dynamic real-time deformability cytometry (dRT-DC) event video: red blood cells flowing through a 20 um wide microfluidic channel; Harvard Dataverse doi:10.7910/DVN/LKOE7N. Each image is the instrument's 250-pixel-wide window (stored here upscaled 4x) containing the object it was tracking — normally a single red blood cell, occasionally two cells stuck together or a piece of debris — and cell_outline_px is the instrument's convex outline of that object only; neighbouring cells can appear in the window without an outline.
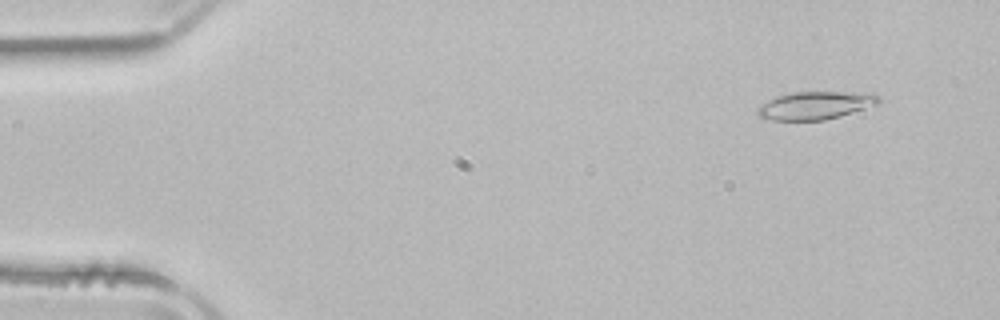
{"species": "common noctule bat (a hibernating species)", "species_latin": "Nyctalus noctula", "temperature_condition": "room temperature", "stored_images_in_passage": 51, "camera_frame_rate_fps": 3000, "um_per_image_px": 0.085, "animal": {"sex": "male", "body_mass_g": 21.5, "forearm_length_mm": 52.0}, "frame": {"image": 1, "passage_image": 4, "time_ms": 1.0, "image_size_px": [1000, 320], "cell_outline_px": [[880, 104], [840, 116], [824, 120], [772, 120], [760, 116], [756, 112], [756, 108], [760, 104], [776, 96], [792, 92], [872, 92], [880, 96]], "centroid_in_image_um": [69.34, 8.95], "position_along_channel_um": 15.7, "area_um2": 19.94}}
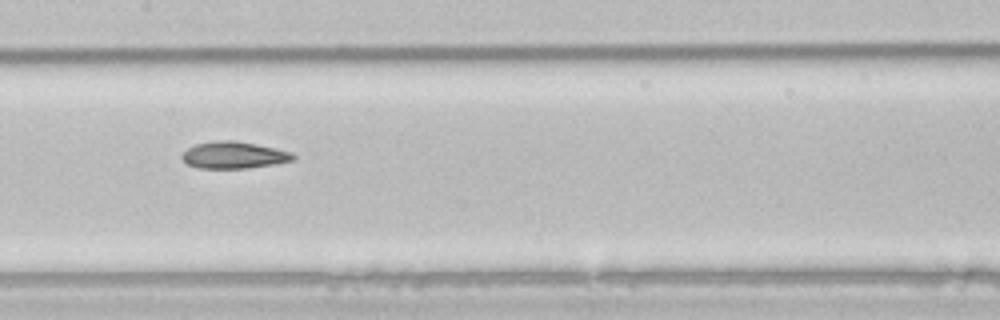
{"frame": {"image": 2, "passage_image": 25, "time_ms": 8.0, "image_size_px": [1000, 320], "cell_outline_px": [[296, 160], [276, 164], [248, 168], [196, 168], [188, 164], [180, 156], [188, 148], [196, 144], [216, 140], [236, 140], [256, 144], [292, 152], [296, 156]], "centroid_in_image_um": [19.91, 13.18], "position_along_channel_um": 187.5, "area_um2": 17.51}}
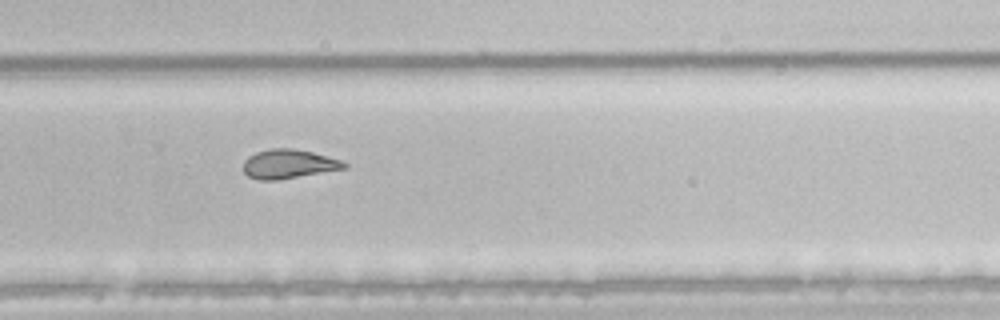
{"frame": {"image": 3, "passage_image": 34, "time_ms": 11.0, "image_size_px": [1000, 320], "cell_outline_px": [[348, 168], [276, 180], [260, 180], [248, 176], [244, 172], [244, 160], [248, 156], [256, 152], [268, 148], [292, 148], [312, 152], [340, 160], [348, 164]], "centroid_in_image_um": [24.52, 13.93], "position_along_channel_um": 305.3, "area_um2": 17.05}, "authors_computed_cell_mechanics": {"area_um2": 19.363, "velocity_mm_per_s": 3.9509, "shape_relaxation_time_tau1_ms": null, "shape_relaxation_time_tau2_ms": 2.7691, "deformation_change_tau1": null, "deformation_change_tau2": 0.1029}}